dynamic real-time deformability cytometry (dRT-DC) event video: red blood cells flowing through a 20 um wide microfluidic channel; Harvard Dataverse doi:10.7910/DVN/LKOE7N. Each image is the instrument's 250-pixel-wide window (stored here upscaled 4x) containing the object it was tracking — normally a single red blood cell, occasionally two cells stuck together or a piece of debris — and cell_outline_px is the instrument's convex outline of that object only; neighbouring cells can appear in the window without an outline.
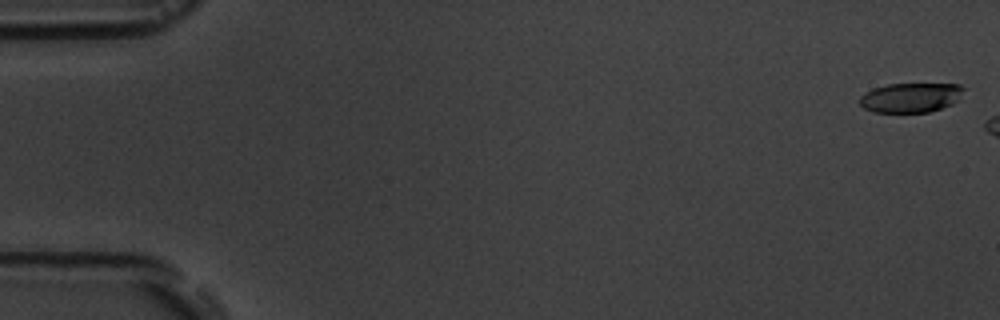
{"species": "common noctule bat (a hibernating species)", "species_latin": "Nyctalus noctula", "temperature_condition": "room temperature", "stored_images_in_passage": 3, "camera_frame_rate_fps": 3000, "um_per_image_px": 0.085, "animal": {"sex": "male", "body_mass_g": 19.5, "forearm_length_mm": 54.6}, "frame": {"image": 1, "passage_image": 1, "time_ms": 0.0, "image_size_px": [1000, 320], "cell_outline_px": [[964, 88], [960, 100], [952, 104], [928, 112], [876, 112], [864, 108], [860, 104], [860, 96], [872, 88], [888, 84], [960, 84]], "centroid_in_image_um": [77.43, 8.29], "position_along_channel_um": 7.6, "area_um2": 17.92}}